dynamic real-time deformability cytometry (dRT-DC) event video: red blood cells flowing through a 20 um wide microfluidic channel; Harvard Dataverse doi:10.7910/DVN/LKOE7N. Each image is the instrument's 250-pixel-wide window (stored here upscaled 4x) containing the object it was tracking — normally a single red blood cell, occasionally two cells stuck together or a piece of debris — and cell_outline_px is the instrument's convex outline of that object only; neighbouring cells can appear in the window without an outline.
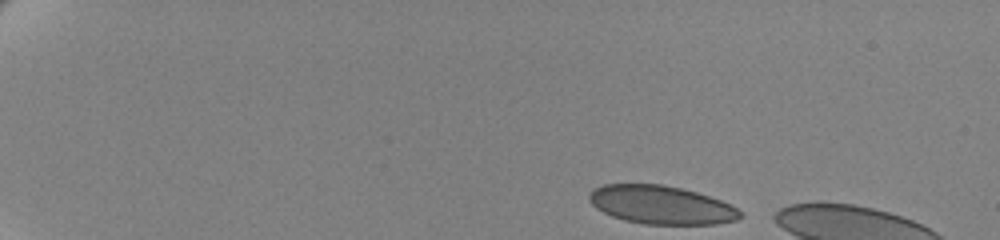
{"species": "human", "species_latin": "Homo sapiens", "temperature_condition": "cold", "stored_images_in_passage": 10, "camera_frame_rate_fps": 3000, "um_per_image_px": 0.085, "donor": {"sex": "female"}, "frame": {"image": 1, "passage_image": 1, "time_ms": 0.0, "image_size_px": [1000, 240], "cell_outline_px": [[744, 216], [736, 220], [716, 224], [644, 224], [624, 220], [612, 216], [596, 208], [588, 200], [588, 196], [596, 188], [604, 184], [660, 184], [680, 188], [696, 192], [720, 200], [736, 208]], "centroid_in_image_um": [56.19, 17.42], "position_along_channel_um": 28.8, "area_um2": 33.52}}